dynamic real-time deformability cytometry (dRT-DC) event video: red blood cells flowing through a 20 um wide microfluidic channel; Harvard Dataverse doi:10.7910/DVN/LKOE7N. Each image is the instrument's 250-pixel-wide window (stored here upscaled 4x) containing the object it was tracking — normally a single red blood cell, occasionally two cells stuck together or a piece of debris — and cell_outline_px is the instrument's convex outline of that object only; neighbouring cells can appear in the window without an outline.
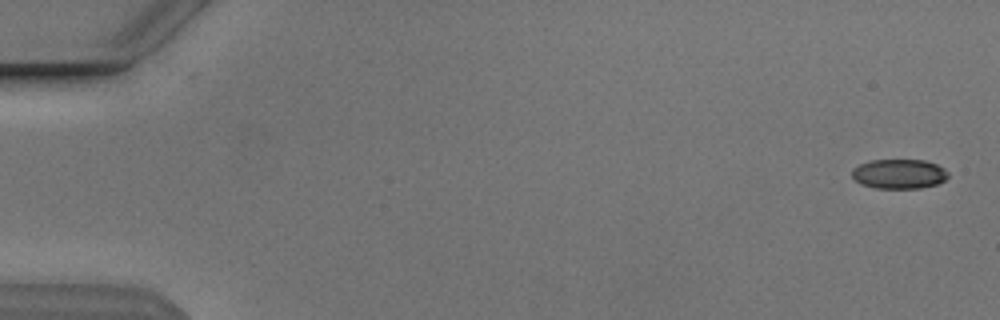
{"species": "Egyptian fruit bat (a non-hibernating species)", "species_latin": "Rousettus aegyptiacus", "temperature_condition": "cold", "stored_images_in_passage": 13, "camera_frame_rate_fps": 3000, "um_per_image_px": 0.085, "animal": {"sex": "male"}, "frame": {"image": 1, "passage_image": 1, "time_ms": 0.0, "image_size_px": [1000, 320], "cell_outline_px": [[948, 176], [944, 180], [936, 184], [920, 188], [876, 188], [860, 184], [852, 176], [852, 168], [868, 160], [924, 160], [936, 164], [944, 168], [948, 172]], "centroid_in_image_um": [76.4, 14.78], "position_along_channel_um": 8.6, "area_um2": 16.59}}